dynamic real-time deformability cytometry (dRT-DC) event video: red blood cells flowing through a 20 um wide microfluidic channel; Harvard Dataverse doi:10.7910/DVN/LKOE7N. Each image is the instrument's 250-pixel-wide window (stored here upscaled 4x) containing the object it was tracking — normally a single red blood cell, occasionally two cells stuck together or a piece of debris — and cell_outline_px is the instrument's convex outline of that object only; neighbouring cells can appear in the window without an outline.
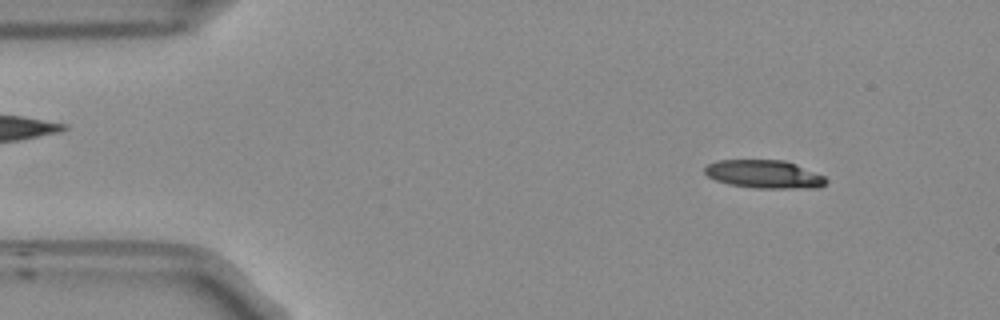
{"species": "Egyptian fruit bat (a non-hibernating species)", "species_latin": "Rousettus aegyptiacus", "temperature_condition": "room temperature", "stored_images_in_passage": 12, "camera_frame_rate_fps": 3000, "um_per_image_px": 0.085, "frame": {"image": 1, "passage_image": 6, "time_ms": 1.667, "image_size_px": [1000, 320], "cell_outline_px": [[828, 180], [820, 188], [756, 188], [728, 184], [716, 180], [708, 176], [704, 172], [704, 168], [708, 164], [720, 160], [784, 160], [796, 164], [824, 176]], "centroid_in_image_um": [64.97, 14.81], "position_along_channel_um": 20.0, "area_um2": 19.88}}